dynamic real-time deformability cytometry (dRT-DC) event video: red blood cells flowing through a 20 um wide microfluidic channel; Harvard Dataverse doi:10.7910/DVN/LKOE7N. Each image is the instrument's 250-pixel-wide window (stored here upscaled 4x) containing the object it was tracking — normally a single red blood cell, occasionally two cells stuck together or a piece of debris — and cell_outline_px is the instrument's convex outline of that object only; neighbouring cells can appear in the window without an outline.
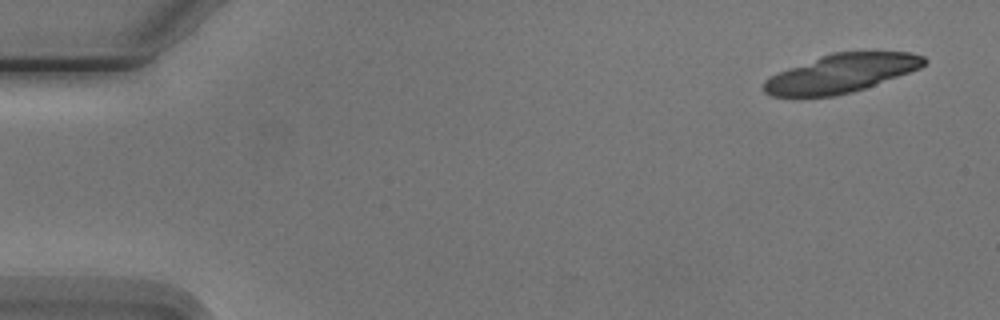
{"species": "Egyptian fruit bat (a non-hibernating species)", "species_latin": "Rousettus aegyptiacus", "temperature_condition": "cold", "stored_images_in_passage": 2, "camera_frame_rate_fps": 3000, "um_per_image_px": 0.085, "animal": {"sex": "male"}, "frame": {"image": 1, "passage_image": 1, "time_ms": 0.0, "image_size_px": [1000, 320], "cell_outline_px": [[928, 60], [920, 68], [864, 88], [852, 92], [832, 96], [772, 96], [764, 92], [764, 80], [788, 68], [832, 52], [912, 52], [924, 56]], "centroid_in_image_um": [71.53, 6.23], "position_along_channel_um": 13.5, "area_um2": 35.37}}